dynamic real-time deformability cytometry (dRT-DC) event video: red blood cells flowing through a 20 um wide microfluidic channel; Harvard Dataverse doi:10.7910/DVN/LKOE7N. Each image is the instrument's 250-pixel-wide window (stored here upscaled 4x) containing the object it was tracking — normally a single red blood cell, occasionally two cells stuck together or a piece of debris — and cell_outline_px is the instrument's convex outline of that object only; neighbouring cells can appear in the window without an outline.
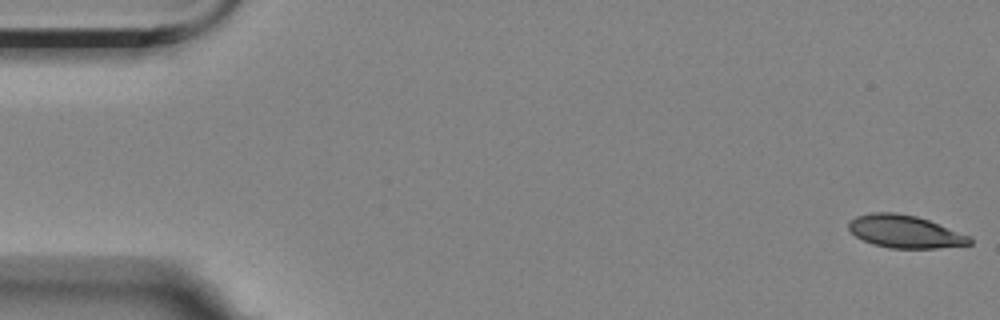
{"species": "Egyptian fruit bat (a non-hibernating species)", "species_latin": "Rousettus aegyptiacus", "temperature_condition": "room temperature", "stored_images_in_passage": 57, "camera_frame_rate_fps": 3000, "um_per_image_px": 0.085, "animal": {"sex": "female"}, "frame": {"image": 1, "passage_image": 1, "time_ms": 0.0, "image_size_px": [1000, 320], "cell_outline_px": [[972, 244], [936, 248], [888, 248], [872, 244], [856, 236], [848, 228], [848, 220], [856, 216], [872, 212], [896, 212], [916, 216], [928, 220], [972, 236]], "centroid_in_image_um": [76.92, 19.68], "position_along_channel_um": 8.1, "area_um2": 23.18}}
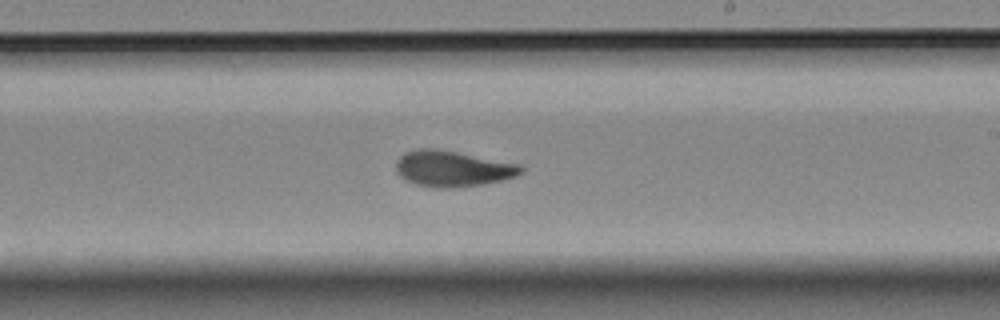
{"frame": {"image": 2, "passage_image": 33, "time_ms": 10.667, "image_size_px": [1000, 320], "cell_outline_px": [[524, 172], [516, 176], [504, 180], [484, 184], [448, 188], [436, 188], [416, 184], [404, 180], [396, 172], [396, 160], [404, 152], [416, 148], [436, 148], [520, 164], [524, 168]], "centroid_in_image_um": [38.45, 14.33], "position_along_channel_um": 250.5, "area_um2": 26.41}}
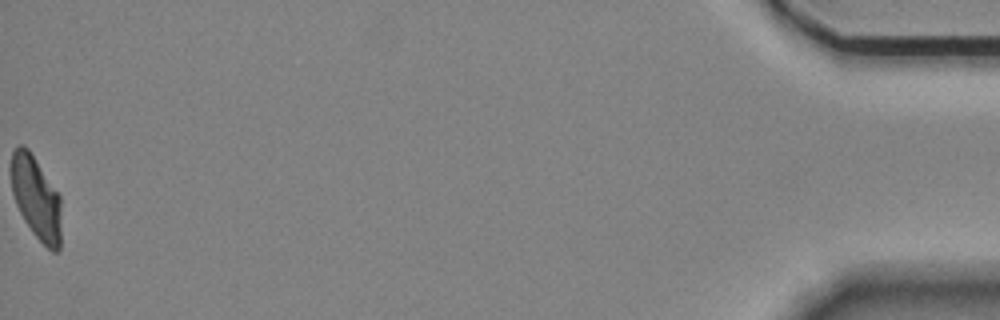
{"frame": {"image": 3, "passage_image": 57, "time_ms": 18.667, "image_size_px": [1000, 320], "cell_outline_px": [[60, 248], [56, 252], [52, 252], [32, 232], [24, 220], [16, 204], [12, 192], [12, 152], [20, 144], [24, 144], [28, 148], [60, 196]], "centroid_in_image_um": [3.07, 16.83], "position_along_channel_um": 432.1, "area_um2": 23.81}, "authors_computed_cell_mechanics": {"area_um2": 25.143, "velocity_mm_per_s": 3.4991, "shape_relaxation_time_tau1_ms": 4.588, "shape_relaxation_time_tau2_ms": 2.2761, "deformation_change_tau1": 0.1563, "deformation_change_tau2": 0.0803}}